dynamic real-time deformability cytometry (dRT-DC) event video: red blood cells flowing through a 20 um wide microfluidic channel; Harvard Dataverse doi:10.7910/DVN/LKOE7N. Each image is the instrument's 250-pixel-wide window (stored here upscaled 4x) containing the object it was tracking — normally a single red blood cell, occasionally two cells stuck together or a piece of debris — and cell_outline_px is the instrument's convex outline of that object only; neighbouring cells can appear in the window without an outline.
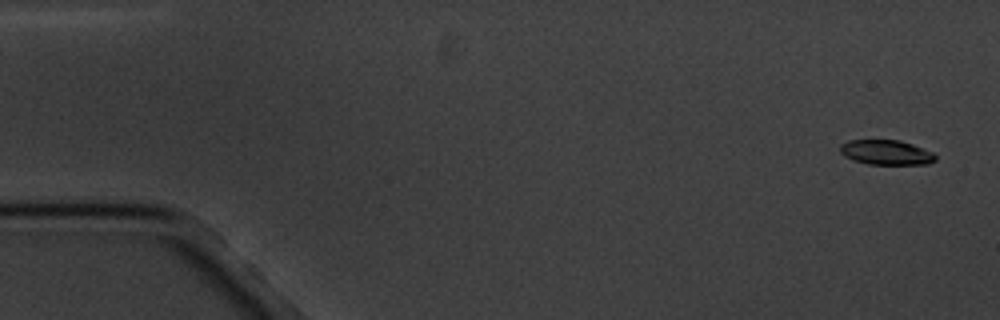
{"species": "common noctule bat (a hibernating species)", "species_latin": "Nyctalus noctula", "temperature_condition": "cold", "stored_images_in_passage": 8, "camera_frame_rate_fps": 3000, "um_per_image_px": 0.085, "animal": {"sex": "male", "body_mass_g": 20.1, "forearm_length_mm": 53.5}, "frame": {"image": 1, "passage_image": 1, "time_ms": 0.0, "image_size_px": [1000, 320], "cell_outline_px": [[936, 160], [928, 164], [868, 164], [852, 160], [844, 156], [840, 152], [840, 144], [848, 140], [900, 140], [912, 144], [932, 152], [936, 156]], "centroid_in_image_um": [75.3, 12.95], "position_along_channel_um": 9.7, "area_um2": 13.81}}
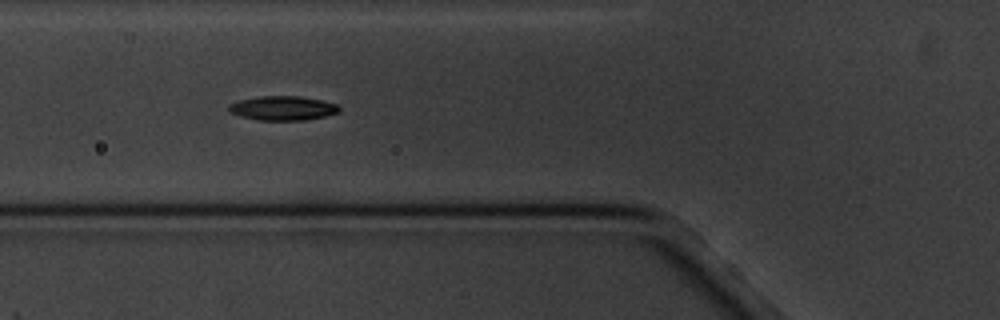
{"frame": {"image": 2, "passage_image": 6, "time_ms": 6.333, "image_size_px": [1000, 320], "cell_outline_px": [[340, 112], [324, 116], [304, 120], [260, 120], [240, 116], [232, 112], [228, 108], [228, 104], [240, 100], [256, 96], [300, 96], [320, 100], [336, 104], [340, 108]], "centroid_in_image_um": [24.03, 9.19], "position_along_channel_um": 101.8, "area_um2": 15.49}}
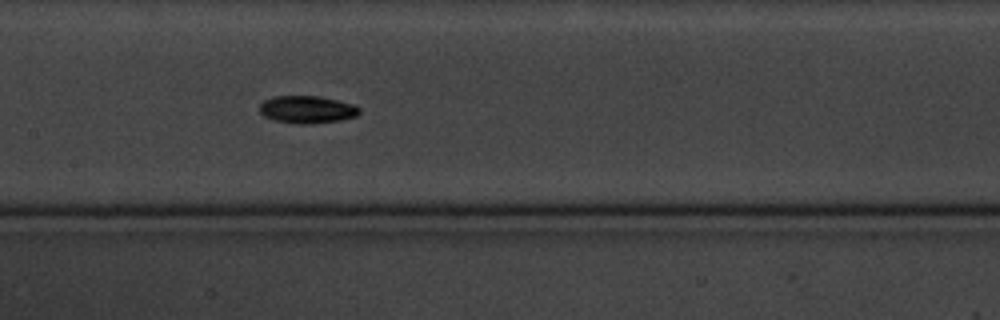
{"frame": {"image": 3, "passage_image": 8, "time_ms": 8.667, "image_size_px": [1000, 320], "cell_outline_px": [[360, 112], [356, 116], [340, 120], [312, 124], [296, 124], [276, 120], [264, 116], [260, 112], [260, 104], [264, 100], [272, 96], [316, 96], [356, 104], [360, 108]], "centroid_in_image_um": [26.11, 9.31], "position_along_channel_um": 181.3, "area_um2": 16.01}}